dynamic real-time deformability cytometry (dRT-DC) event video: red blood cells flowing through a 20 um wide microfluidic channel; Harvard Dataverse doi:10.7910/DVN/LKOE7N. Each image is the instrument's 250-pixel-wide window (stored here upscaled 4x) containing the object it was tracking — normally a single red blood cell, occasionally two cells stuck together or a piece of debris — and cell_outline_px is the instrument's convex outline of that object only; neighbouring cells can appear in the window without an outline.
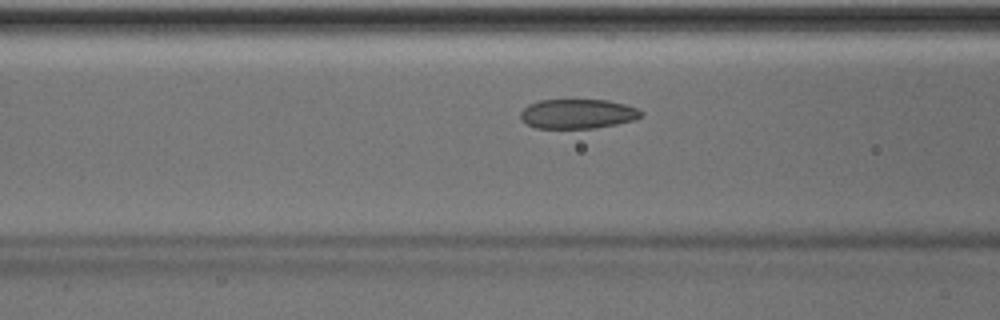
{"species": "Egyptian fruit bat (a non-hibernating species)", "species_latin": "Rousettus aegyptiacus", "temperature_condition": "room temperature", "stored_images_in_passage": 47, "camera_frame_rate_fps": 3000, "um_per_image_px": 0.085, "animal": {"sex": "male"}, "frame": {"image": 1, "passage_image": 17, "time_ms": 5.333, "image_size_px": [1000, 320], "cell_outline_px": [[644, 116], [636, 120], [596, 128], [536, 128], [528, 124], [520, 116], [520, 112], [528, 104], [540, 100], [608, 100], [640, 108], [644, 112]], "centroid_in_image_um": [49.17, 9.67], "position_along_channel_um": 117.4, "area_um2": 20.92}}
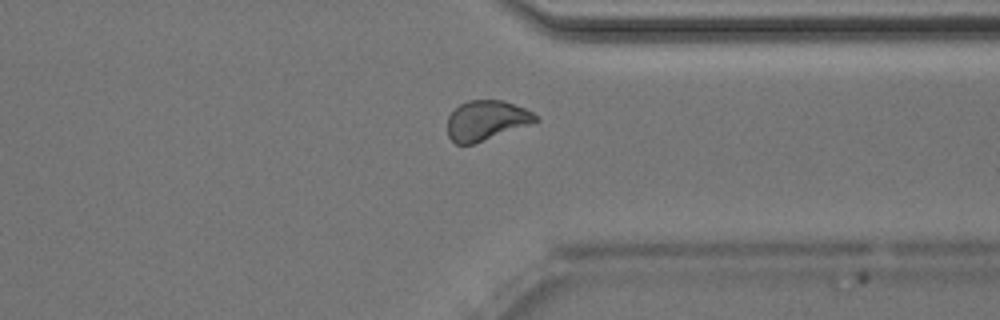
{"frame": {"image": 2, "passage_image": 36, "time_ms": 11.667, "image_size_px": [1000, 320], "cell_outline_px": [[540, 120], [536, 124], [472, 144], [456, 144], [448, 136], [448, 116], [460, 104], [468, 100], [504, 100], [524, 108], [532, 112]], "centroid_in_image_um": [41.39, 10.24], "position_along_channel_um": 370.0, "area_um2": 20.69}}
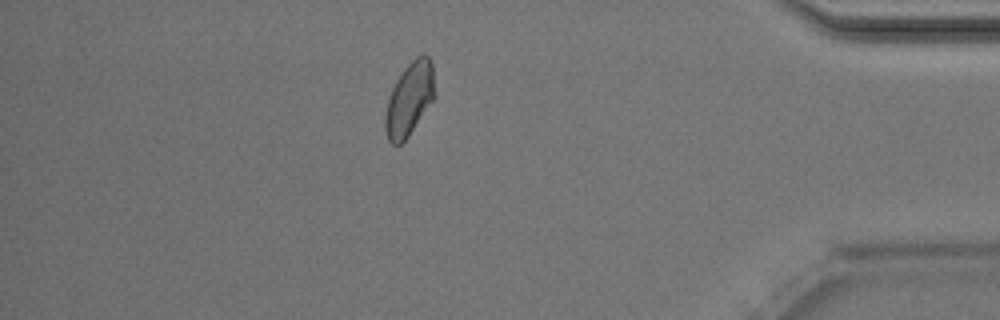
{"frame": {"image": 3, "passage_image": 41, "time_ms": 13.333, "image_size_px": [1000, 320], "cell_outline_px": [[436, 96], [408, 136], [400, 144], [392, 144], [388, 140], [384, 128], [384, 120], [388, 100], [392, 88], [396, 80], [404, 68], [416, 56], [424, 52], [428, 56], [432, 64]], "centroid_in_image_um": [34.81, 8.39], "position_along_channel_um": 400.4, "area_um2": 21.15}, "authors_computed_cell_mechanics": {"area_um2": 21.1548, "velocity_mm_per_s": 4.005, "shape_relaxation_time_tau1_ms": null, "shape_relaxation_time_tau2_ms": 1.4663, "deformation_change_tau1": null, "deformation_change_tau2": 0.0543}}